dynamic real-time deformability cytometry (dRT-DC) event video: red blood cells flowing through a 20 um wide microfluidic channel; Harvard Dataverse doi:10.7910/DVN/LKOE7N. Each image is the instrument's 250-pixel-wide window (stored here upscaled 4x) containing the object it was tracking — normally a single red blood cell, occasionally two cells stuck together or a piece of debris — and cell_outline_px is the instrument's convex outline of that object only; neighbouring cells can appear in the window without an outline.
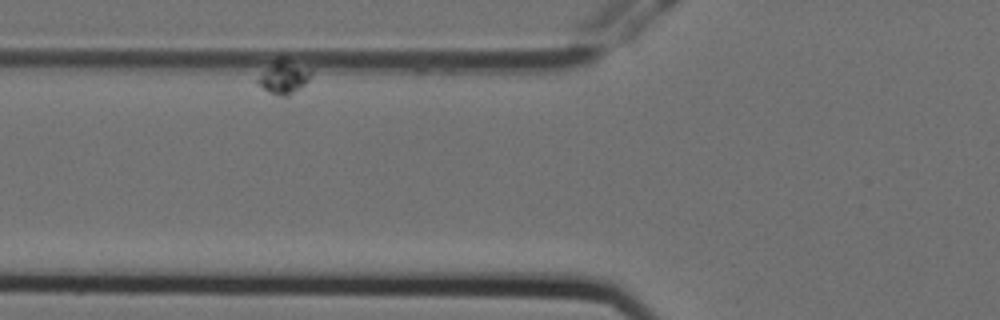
{"species": "Egyptian fruit bat (a non-hibernating species)", "species_latin": "Rousettus aegyptiacus", "temperature_condition": "cold", "stored_images_in_passage": 15, "camera_frame_rate_fps": 3000, "um_per_image_px": 0.085, "animal": {"sex": "female"}, "frame": {"image": 1, "passage_image": 2, "time_ms": 0.333, "image_size_px": [1000, 320], "cell_outline_px": [[312, 72], [308, 80], [300, 88], [288, 96], [276, 96], [268, 92], [256, 80], [276, 56], [284, 56], [312, 68]], "centroid_in_image_um": [24.16, 6.49], "position_along_channel_um": 101.6, "area_um2": 10.64}}
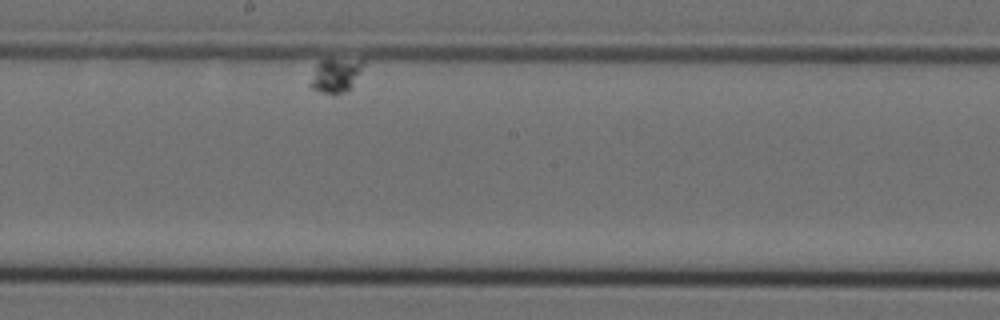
{"frame": {"image": 2, "passage_image": 9, "time_ms": 2.667, "image_size_px": [1000, 320], "cell_outline_px": [[364, 64], [352, 88], [348, 92], [336, 96], [332, 96], [320, 92], [312, 88], [308, 84], [316, 64], [320, 60], [364, 60]], "centroid_in_image_um": [28.51, 6.47], "position_along_channel_um": 219.7, "area_um2": 10.81}}
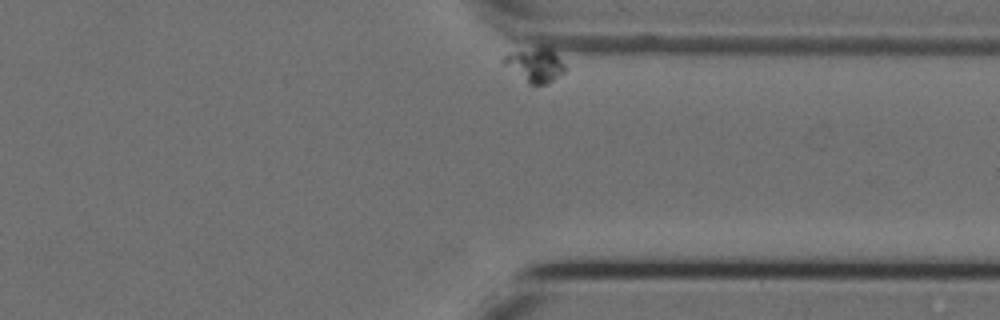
{"frame": {"image": 3, "passage_image": 15, "time_ms": 4.667, "image_size_px": [1000, 320], "cell_outline_px": [[564, 72], [548, 84], [528, 84], [504, 64], [500, 60], [504, 56], [516, 52], [540, 48], [552, 48], [564, 64]], "centroid_in_image_um": [45.5, 5.55], "position_along_channel_um": 365.9, "area_um2": 11.73}}